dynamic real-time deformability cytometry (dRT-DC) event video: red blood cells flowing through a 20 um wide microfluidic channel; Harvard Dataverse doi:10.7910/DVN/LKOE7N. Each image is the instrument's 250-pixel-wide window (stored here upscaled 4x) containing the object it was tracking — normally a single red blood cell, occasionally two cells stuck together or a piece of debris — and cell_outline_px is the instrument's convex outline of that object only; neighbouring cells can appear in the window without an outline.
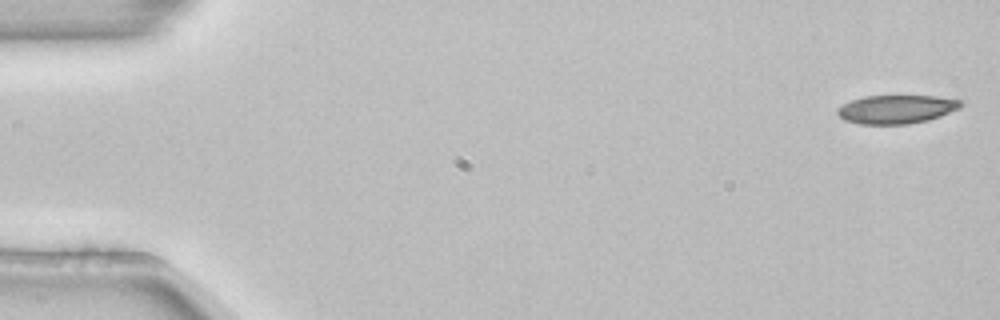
{"species": "common noctule bat (a hibernating species)", "species_latin": "Nyctalus noctula", "temperature_condition": "room temperature", "stored_images_in_passage": 4, "camera_frame_rate_fps": 3000, "um_per_image_px": 0.085, "animal": {"sex": "female", "body_mass_g": 22.7, "forearm_length_mm": 54.2}, "frame": {"image": 1, "passage_image": 1, "time_ms": 0.0, "image_size_px": [1000, 320], "cell_outline_px": [[964, 104], [960, 108], [940, 116], [928, 120], [908, 124], [860, 124], [844, 120], [836, 112], [836, 108], [852, 100], [864, 96], [936, 96], [964, 100]], "centroid_in_image_um": [76.22, 9.28], "position_along_channel_um": 8.8, "area_um2": 20.63}}
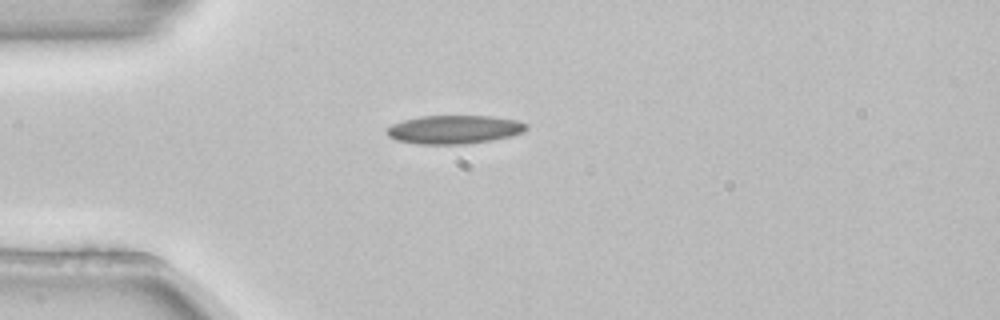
{"frame": {"image": 2, "passage_image": 4, "time_ms": 1.0, "image_size_px": [1000, 320], "cell_outline_px": [[528, 128], [512, 136], [492, 140], [464, 144], [416, 144], [396, 140], [388, 136], [384, 132], [392, 124], [404, 120], [420, 116], [492, 116], [516, 120], [528, 124]], "centroid_in_image_um": [38.59, 11.01], "position_along_channel_um": 46.4, "area_um2": 23.24}}